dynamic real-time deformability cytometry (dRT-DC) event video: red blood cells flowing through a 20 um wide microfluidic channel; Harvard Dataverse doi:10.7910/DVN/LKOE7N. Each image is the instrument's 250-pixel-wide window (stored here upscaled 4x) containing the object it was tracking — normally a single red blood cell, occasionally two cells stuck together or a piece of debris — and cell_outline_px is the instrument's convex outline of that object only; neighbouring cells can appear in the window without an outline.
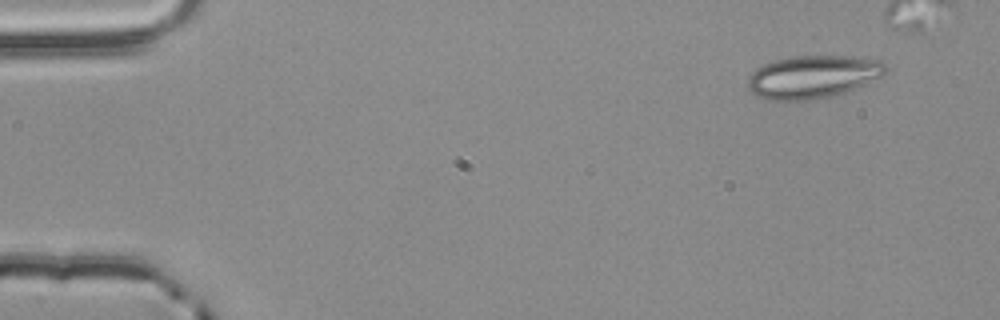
{"species": "common noctule bat (a hibernating species)", "species_latin": "Nyctalus noctula", "temperature_condition": "room temperature", "stored_images_in_passage": 5, "segment_of_instrument_passage": [1, 2], "camera_frame_rate_fps": 3000, "um_per_image_px": 0.085, "animal": {"sex": "male", "body_mass_g": 20.4}, "frame": {"image": 1, "passage_image": 1, "time_ms": 0.0, "image_size_px": [1000, 320], "cell_outline_px": [[888, 68], [880, 76], [844, 92], [832, 96], [788, 104], [768, 100], [756, 96], [748, 88], [748, 76], [756, 68], [764, 64], [776, 60], [796, 56], [852, 56], [884, 60], [888, 64]], "centroid_in_image_um": [69.04, 6.55], "position_along_channel_um": 16.0, "area_um2": 34.91}}